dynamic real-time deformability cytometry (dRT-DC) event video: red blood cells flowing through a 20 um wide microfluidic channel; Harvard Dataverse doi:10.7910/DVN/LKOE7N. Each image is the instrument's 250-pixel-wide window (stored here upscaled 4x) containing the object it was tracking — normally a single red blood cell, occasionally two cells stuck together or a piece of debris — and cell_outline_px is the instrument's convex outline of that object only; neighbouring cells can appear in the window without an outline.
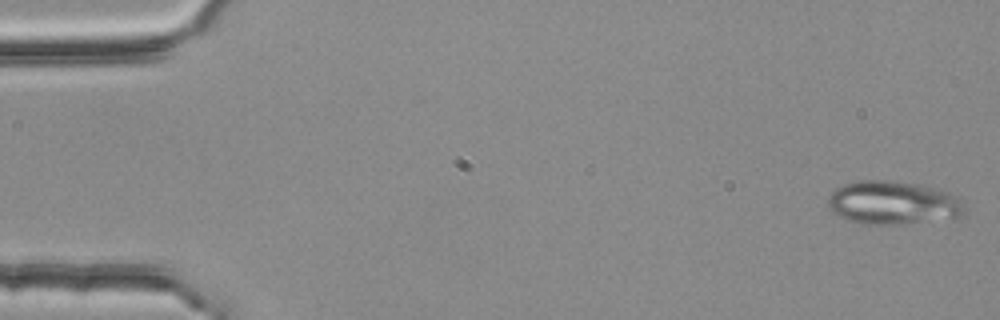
{"species": "common noctule bat (a hibernating species)", "species_latin": "Nyctalus noctula", "temperature_condition": "room temperature", "stored_images_in_passage": 4, "camera_frame_rate_fps": 3000, "um_per_image_px": 0.085, "animal": {"sex": "female", "body_mass_g": 25.1}, "frame": {"image": 1, "passage_image": 1, "time_ms": 0.0, "image_size_px": [1000, 320], "cell_outline_px": [[964, 212], [960, 216], [900, 224], [860, 224], [848, 220], [832, 212], [828, 208], [828, 196], [836, 188], [844, 184], [856, 180], [888, 180], [924, 184], [948, 192], [964, 204]], "centroid_in_image_um": [75.84, 17.22], "position_along_channel_um": 9.2, "area_um2": 34.51}}